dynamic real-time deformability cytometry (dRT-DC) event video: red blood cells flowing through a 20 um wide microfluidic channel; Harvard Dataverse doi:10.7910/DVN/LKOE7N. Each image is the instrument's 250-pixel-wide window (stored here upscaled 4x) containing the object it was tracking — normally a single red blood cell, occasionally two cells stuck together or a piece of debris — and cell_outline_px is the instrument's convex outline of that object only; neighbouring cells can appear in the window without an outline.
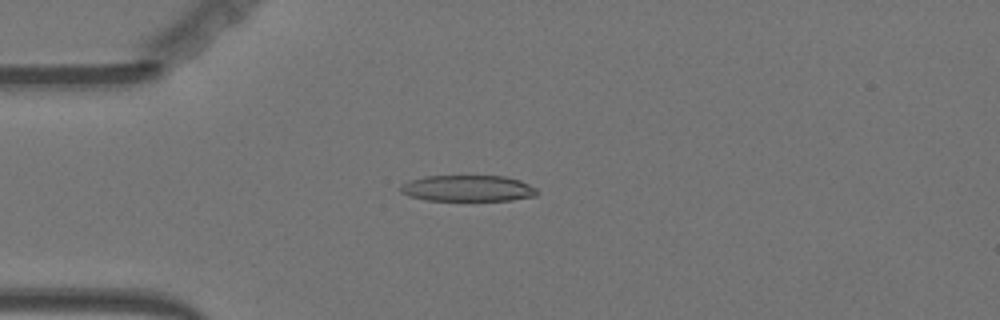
{"species": "Egyptian fruit bat (a non-hibernating species)", "species_latin": "Rousettus aegyptiacus", "temperature_condition": "warm", "stored_images_in_passage": 55, "camera_frame_rate_fps": 3000, "um_per_image_px": 0.085, "animal": {"sex": "female"}, "frame": {"image": 1, "passage_image": 14, "time_ms": 4.333, "image_size_px": [1000, 320], "cell_outline_px": [[540, 192], [536, 196], [512, 200], [424, 200], [408, 196], [400, 192], [400, 184], [424, 176], [504, 176], [520, 180], [536, 188]], "centroid_in_image_um": [39.76, 16.01], "position_along_channel_um": 45.2, "area_um2": 20.92}}
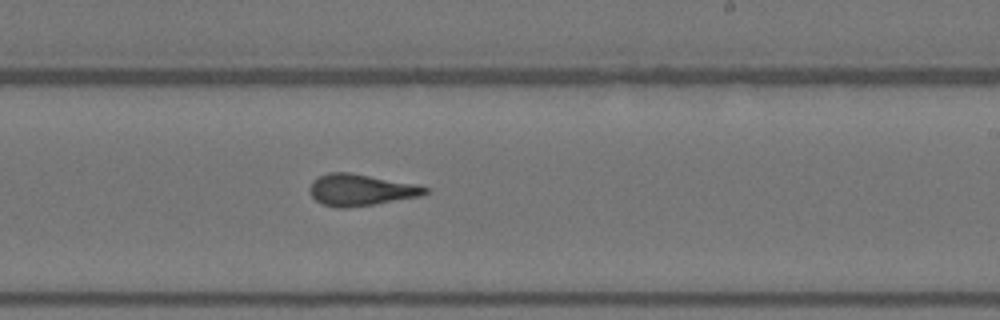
{"frame": {"image": 2, "passage_image": 33, "time_ms": 10.667, "image_size_px": [1000, 320], "cell_outline_px": [[428, 192], [420, 196], [348, 208], [336, 208], [324, 204], [316, 200], [308, 192], [308, 188], [312, 180], [328, 172], [352, 172], [416, 184], [428, 188]], "centroid_in_image_um": [30.62, 16.13], "position_along_channel_um": 258.4, "area_um2": 21.27}}
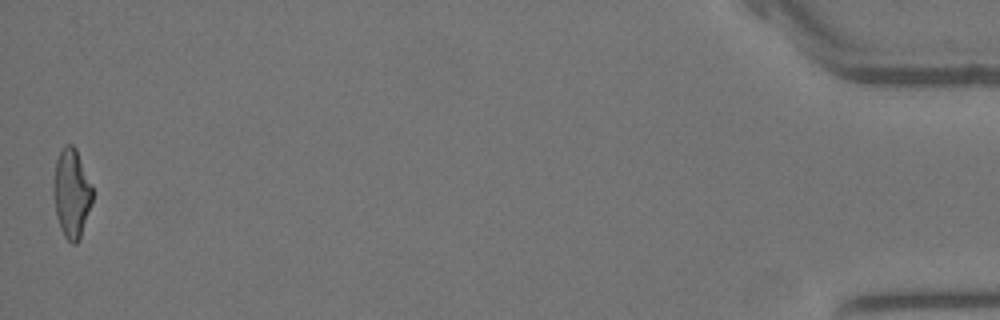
{"frame": {"image": 3, "passage_image": 55, "time_ms": 18.0, "image_size_px": [1000, 320], "cell_outline_px": [[92, 204], [80, 236], [76, 244], [72, 244], [64, 236], [60, 228], [56, 216], [52, 192], [52, 188], [56, 160], [64, 144], [72, 144], [76, 148], [92, 184]], "centroid_in_image_um": [6.07, 16.41], "position_along_channel_um": 429.1, "area_um2": 20.4}, "authors_computed_cell_mechanics": {"area_um2": 21.2126, "velocity_mm_per_s": 3.6312, "shape_relaxation_time_tau1_ms": null, "shape_relaxation_time_tau2_ms": 1.9867, "deformation_change_tau1": null, "deformation_change_tau2": 0.1245}}